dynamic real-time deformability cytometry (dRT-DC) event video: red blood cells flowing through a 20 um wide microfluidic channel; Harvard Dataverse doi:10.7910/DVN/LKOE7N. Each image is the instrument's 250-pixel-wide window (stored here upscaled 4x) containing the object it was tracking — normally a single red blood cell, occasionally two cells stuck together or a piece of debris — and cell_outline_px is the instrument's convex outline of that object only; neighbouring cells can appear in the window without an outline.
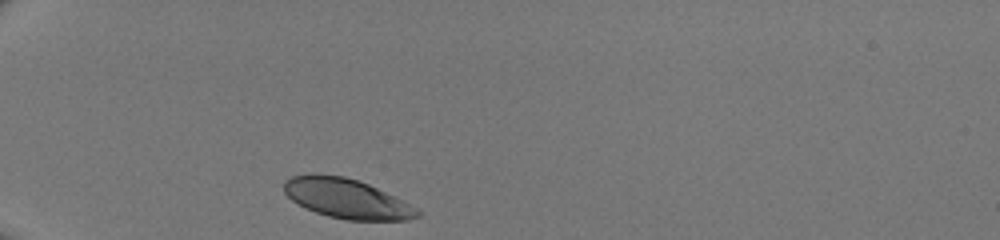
{"species": "human", "species_latin": "Homo sapiens", "temperature_condition": "room temperature", "stored_images_in_passage": 28, "camera_frame_rate_fps": 3000, "um_per_image_px": 0.085, "donor": {"sex": "male"}, "frame": {"image": 1, "passage_image": 1, "time_ms": 0.0, "image_size_px": [1000, 240], "cell_outline_px": [[420, 216], [408, 220], [348, 220], [328, 216], [316, 212], [292, 200], [284, 192], [284, 180], [292, 176], [312, 172], [344, 176], [368, 184], [416, 208], [420, 212]], "centroid_in_image_um": [29.41, 16.86], "position_along_channel_um": 55.6, "area_um2": 30.46}}
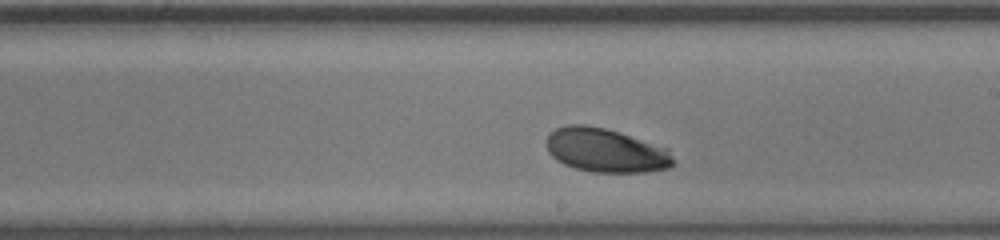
{"frame": {"image": 2, "passage_image": 16, "time_ms": 5.0, "image_size_px": [1000, 240], "cell_outline_px": [[672, 164], [668, 168], [644, 172], [592, 172], [576, 168], [564, 164], [556, 160], [548, 152], [548, 132], [556, 128], [568, 124], [584, 124], [604, 128], [668, 148], [672, 160]], "centroid_in_image_um": [51.44, 12.78], "position_along_channel_um": 237.6, "area_um2": 32.08}}
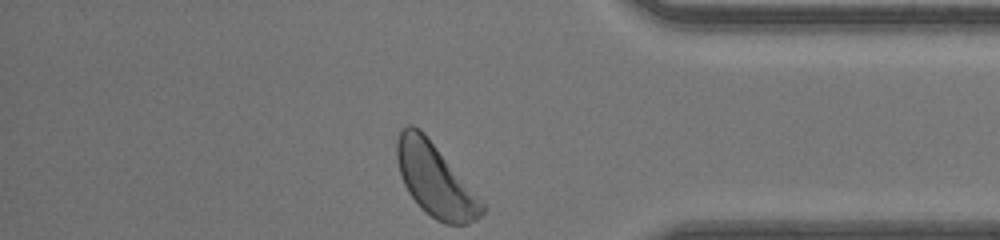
{"frame": {"image": 3, "passage_image": 28, "time_ms": 9.0, "image_size_px": [1000, 240], "cell_outline_px": [[488, 208], [476, 220], [468, 224], [444, 224], [436, 220], [424, 212], [420, 208], [408, 192], [404, 184], [396, 160], [396, 140], [400, 132], [408, 124], [412, 124], [420, 128], [424, 132]], "centroid_in_image_um": [36.98, 15.31], "position_along_channel_um": 398.2, "area_um2": 36.01}}